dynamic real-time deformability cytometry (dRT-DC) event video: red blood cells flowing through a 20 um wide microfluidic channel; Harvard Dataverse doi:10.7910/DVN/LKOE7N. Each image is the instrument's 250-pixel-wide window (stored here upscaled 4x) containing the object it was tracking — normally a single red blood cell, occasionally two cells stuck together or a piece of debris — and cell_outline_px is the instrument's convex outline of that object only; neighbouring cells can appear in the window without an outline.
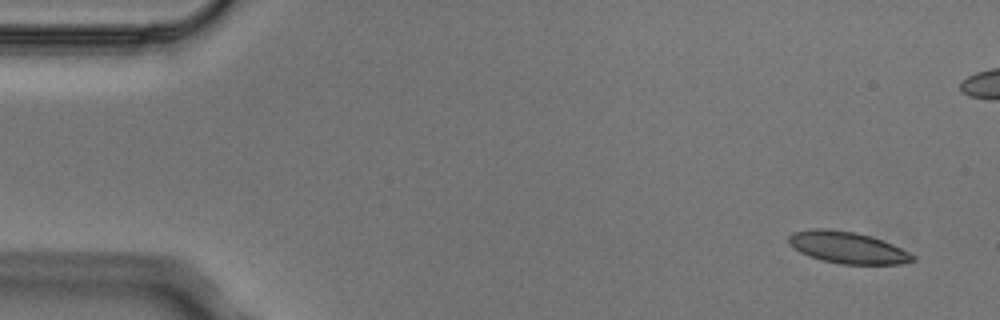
{"species": "Egyptian fruit bat (a non-hibernating species)", "species_latin": "Rousettus aegyptiacus", "temperature_condition": "cold", "stored_images_in_passage": 5, "camera_frame_rate_fps": 3000, "um_per_image_px": 0.085, "animal": {"sex": "male"}, "frame": {"image": 1, "passage_image": 1, "time_ms": 0.0, "image_size_px": [1000, 320], "cell_outline_px": [[916, 260], [900, 264], [840, 264], [820, 260], [808, 256], [800, 252], [788, 244], [788, 236], [792, 232], [812, 228], [828, 228], [856, 232], [872, 236], [892, 244], [916, 256]], "centroid_in_image_um": [72.0, 21.03], "position_along_channel_um": 13.0, "area_um2": 23.18}}